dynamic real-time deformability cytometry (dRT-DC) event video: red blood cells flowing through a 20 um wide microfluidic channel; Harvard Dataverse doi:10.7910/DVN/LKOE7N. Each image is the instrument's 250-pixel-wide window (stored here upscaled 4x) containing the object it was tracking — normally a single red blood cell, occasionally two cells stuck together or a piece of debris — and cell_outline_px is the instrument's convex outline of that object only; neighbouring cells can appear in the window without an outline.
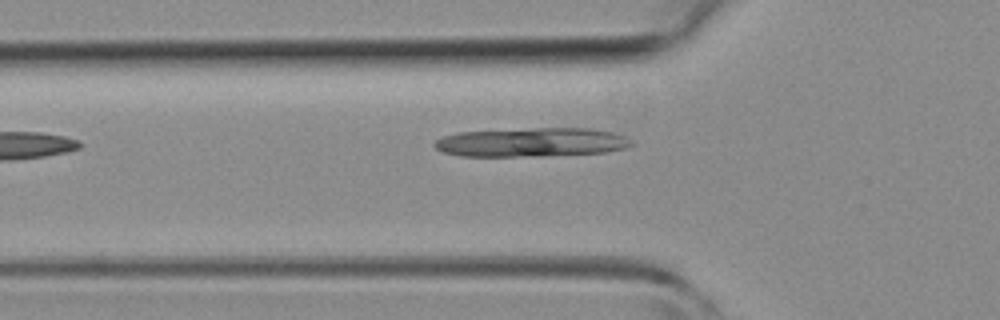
{"species": "common noctule bat (a hibernating species)", "species_latin": "Nyctalus noctula", "temperature_condition": "room temperature", "stored_images_in_passage": 7, "camera_frame_rate_fps": 3000, "um_per_image_px": 0.085, "animal": {"sex": "female", "body_mass_g": 19.3, "forearm_length_mm": 54.1}, "frame": {"image": 1, "passage_image": 6, "time_ms": 5.667, "image_size_px": [1000, 320], "cell_outline_px": [[636, 144], [628, 148], [608, 152], [540, 156], [460, 156], [444, 152], [436, 148], [432, 144], [436, 140], [444, 136], [460, 132], [532, 128], [592, 128], [612, 132], [624, 136]], "centroid_in_image_um": [45.24, 12.09], "position_along_channel_um": 80.6, "area_um2": 33.41}}